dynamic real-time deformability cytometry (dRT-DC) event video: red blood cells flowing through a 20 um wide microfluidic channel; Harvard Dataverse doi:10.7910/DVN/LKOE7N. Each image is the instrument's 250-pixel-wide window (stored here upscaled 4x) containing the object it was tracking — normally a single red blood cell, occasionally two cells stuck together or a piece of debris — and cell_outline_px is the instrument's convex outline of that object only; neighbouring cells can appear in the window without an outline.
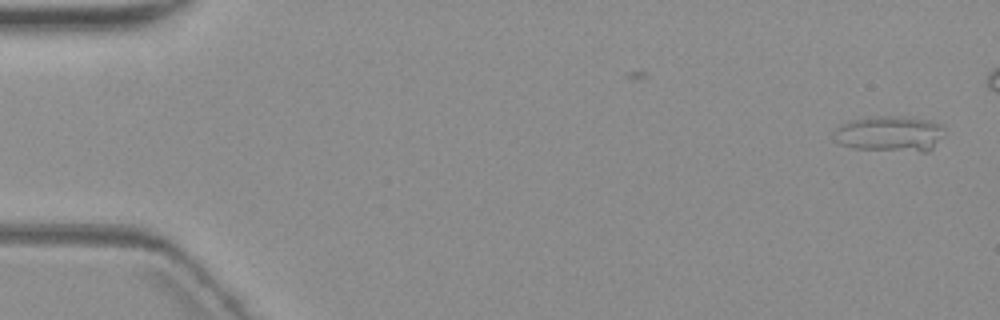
{"species": "common noctule bat (a hibernating species)", "species_latin": "Nyctalus noctula", "temperature_condition": "warm", "stored_images_in_passage": 3, "camera_frame_rate_fps": 3000, "um_per_image_px": 0.085, "animal": {"sex": "female", "body_mass_g": 19.3, "forearm_length_mm": 54.1}, "frame": {"image": 1, "passage_image": 1, "time_ms": 0.0, "image_size_px": [1000, 320], "cell_outline_px": [[944, 124], [932, 148], [928, 152], [920, 152], [852, 148], [836, 144], [832, 140], [832, 132], [840, 124], [848, 120], [864, 116], [912, 116], [932, 120]], "centroid_in_image_um": [75.51, 11.34], "position_along_channel_um": 9.5, "area_um2": 23.64}}